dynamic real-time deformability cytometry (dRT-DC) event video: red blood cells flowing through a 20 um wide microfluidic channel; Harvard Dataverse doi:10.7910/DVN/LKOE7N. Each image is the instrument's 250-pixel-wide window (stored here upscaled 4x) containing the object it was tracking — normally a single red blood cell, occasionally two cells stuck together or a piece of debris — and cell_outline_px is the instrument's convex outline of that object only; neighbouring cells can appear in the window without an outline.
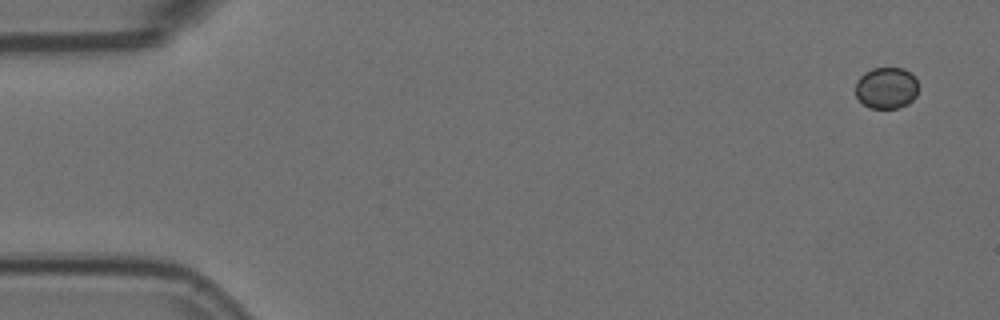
{"species": "Egyptian fruit bat (a non-hibernating species)", "species_latin": "Rousettus aegyptiacus", "temperature_condition": "room temperature", "stored_images_in_passage": 5, "camera_frame_rate_fps": 3000, "um_per_image_px": 0.085, "animal": {"sex": "female"}, "frame": {"image": 1, "passage_image": 1, "time_ms": 0.0, "image_size_px": [1000, 320], "cell_outline_px": [[916, 96], [908, 104], [896, 108], [872, 108], [864, 104], [856, 96], [856, 80], [864, 72], [872, 68], [904, 68], [916, 80]], "centroid_in_image_um": [75.31, 7.47], "position_along_channel_um": 9.7, "area_um2": 15.03}}
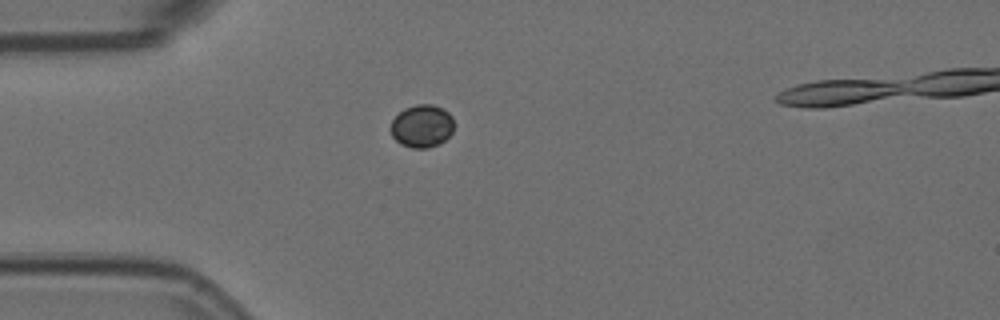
{"frame": {"image": 2, "passage_image": 4, "time_ms": 1.0, "image_size_px": [1000, 320], "cell_outline_px": [[452, 132], [440, 144], [428, 148], [412, 148], [400, 144], [392, 136], [388, 128], [392, 120], [404, 108], [416, 104], [432, 104], [448, 112], [452, 116]], "centroid_in_image_um": [35.82, 10.72], "position_along_channel_um": 49.2, "area_um2": 15.84}}